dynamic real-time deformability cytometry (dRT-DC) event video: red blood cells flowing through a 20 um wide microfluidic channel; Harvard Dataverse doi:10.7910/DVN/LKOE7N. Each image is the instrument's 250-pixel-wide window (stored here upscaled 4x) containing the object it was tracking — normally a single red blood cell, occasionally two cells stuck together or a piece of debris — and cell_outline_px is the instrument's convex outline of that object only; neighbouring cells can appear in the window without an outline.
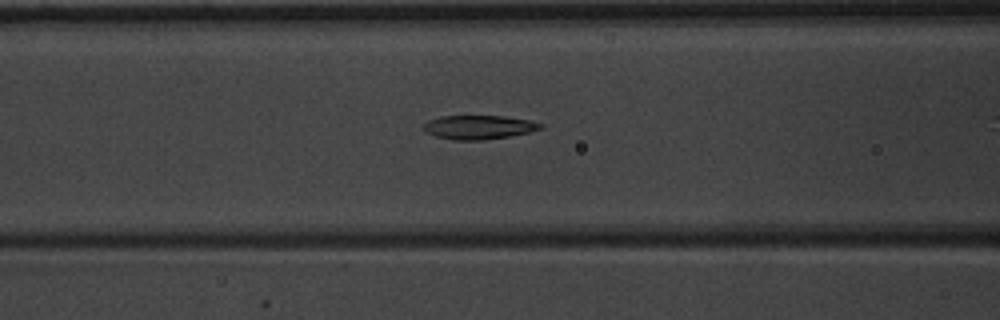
{"species": "common noctule bat (a hibernating species)", "species_latin": "Nyctalus noctula", "temperature_condition": "warm", "stored_images_in_passage": 11, "camera_frame_rate_fps": 3000, "um_per_image_px": 0.085, "animal": {"sex": "male", "body_mass_g": 20.1, "forearm_length_mm": 53.5}, "frame": {"image": 1, "passage_image": 7, "time_ms": 2.0, "image_size_px": [1000, 320], "cell_outline_px": [[544, 128], [532, 132], [484, 140], [452, 140], [436, 136], [424, 132], [424, 124], [428, 120], [440, 116], [504, 116], [528, 120], [544, 124]], "centroid_in_image_um": [40.71, 10.81], "position_along_channel_um": 125.9, "area_um2": 16.42}}
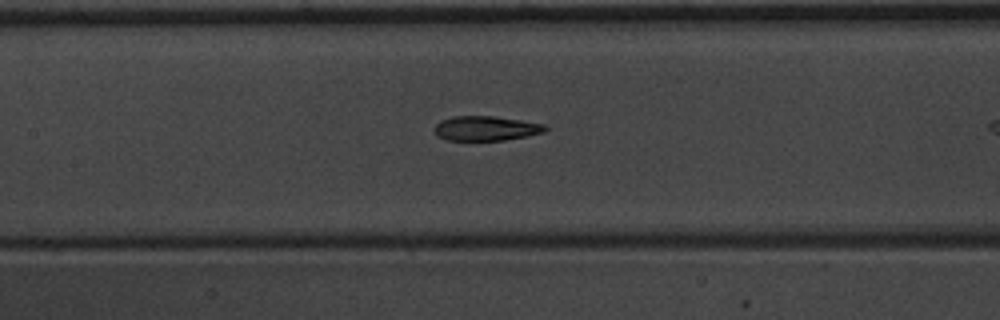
{"frame": {"image": 2, "passage_image": 10, "time_ms": 3.0, "image_size_px": [1000, 320], "cell_outline_px": [[548, 128], [544, 132], [528, 136], [504, 140], [448, 140], [440, 136], [432, 128], [440, 120], [452, 116], [492, 116], [520, 120], [544, 124]], "centroid_in_image_um": [41.3, 10.9], "position_along_channel_um": 166.1, "area_um2": 15.84}}